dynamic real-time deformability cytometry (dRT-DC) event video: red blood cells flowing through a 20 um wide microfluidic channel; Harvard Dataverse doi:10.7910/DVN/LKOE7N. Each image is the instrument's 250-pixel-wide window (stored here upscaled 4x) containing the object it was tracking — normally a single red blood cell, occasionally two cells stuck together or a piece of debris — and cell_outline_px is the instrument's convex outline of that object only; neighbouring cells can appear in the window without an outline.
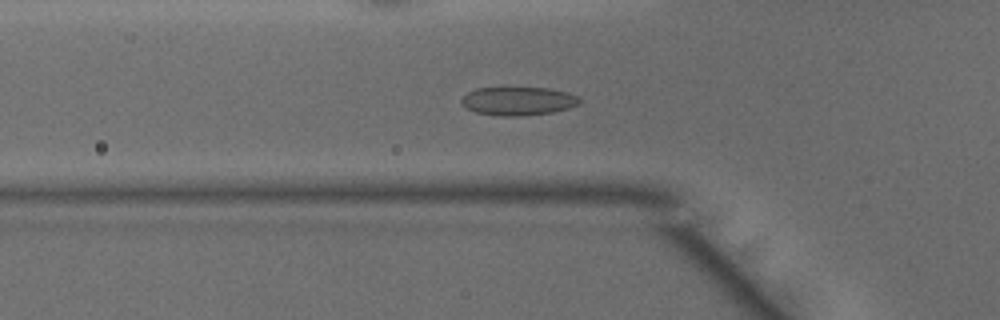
{"species": "common noctule bat (a hibernating species)", "species_latin": "Nyctalus noctula", "temperature_condition": "warm", "stored_images_in_passage": 47, "camera_frame_rate_fps": 3000, "um_per_image_px": 0.085, "animal": {"sex": "male", "body_mass_g": 15.6}, "frame": {"image": 1, "passage_image": 15, "time_ms": 4.667, "image_size_px": [1000, 320], "cell_outline_px": [[584, 100], [580, 104], [568, 108], [552, 112], [520, 116], [504, 116], [476, 112], [468, 108], [460, 100], [468, 92], [476, 88], [548, 88], [568, 92]], "centroid_in_image_um": [44.1, 8.58], "position_along_channel_um": 81.7, "area_um2": 19.42}}
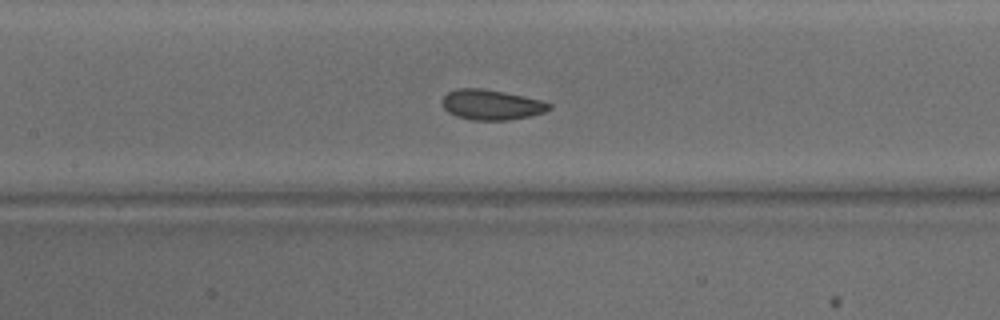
{"frame": {"image": 2, "passage_image": 21, "time_ms": 6.667, "image_size_px": [1000, 320], "cell_outline_px": [[552, 108], [544, 112], [528, 116], [508, 120], [472, 120], [456, 116], [448, 112], [444, 108], [444, 96], [448, 92], [456, 88], [480, 88], [504, 92], [540, 100], [552, 104]], "centroid_in_image_um": [41.77, 8.9], "position_along_channel_um": 165.6, "area_um2": 18.61}}
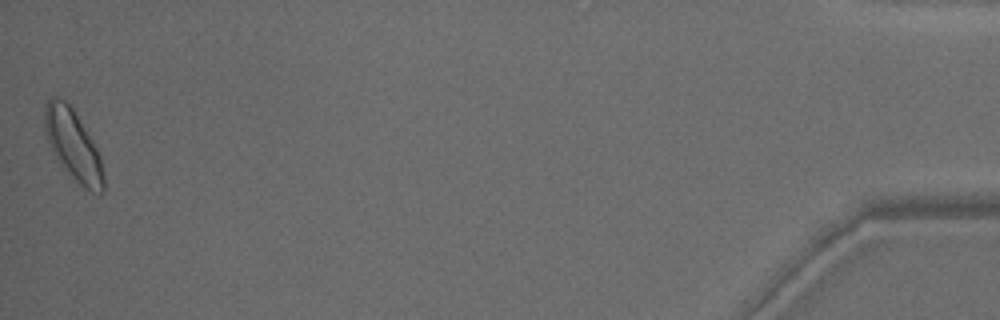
{"frame": {"image": 3, "passage_image": 47, "time_ms": 15.333, "image_size_px": [1000, 320], "cell_outline_px": [[104, 192], [100, 196], [92, 192], [80, 184], [68, 172], [52, 152], [44, 132], [44, 104], [52, 96], [56, 96], [64, 100], [72, 108], [92, 140], [100, 156], [104, 176]], "centroid_in_image_um": [6.2, 12.33], "position_along_channel_um": 429.0, "area_um2": 23.99}, "authors_computed_cell_mechanics": {"area_um2": 19.5942, "velocity_mm_per_s": 4.1532, "shape_relaxation_time_tau1_ms": 2.2133, "shape_relaxation_time_tau2_ms": 2.3659, "deformation_change_tau1": 0.0764, "deformation_change_tau2": 0.0679}}